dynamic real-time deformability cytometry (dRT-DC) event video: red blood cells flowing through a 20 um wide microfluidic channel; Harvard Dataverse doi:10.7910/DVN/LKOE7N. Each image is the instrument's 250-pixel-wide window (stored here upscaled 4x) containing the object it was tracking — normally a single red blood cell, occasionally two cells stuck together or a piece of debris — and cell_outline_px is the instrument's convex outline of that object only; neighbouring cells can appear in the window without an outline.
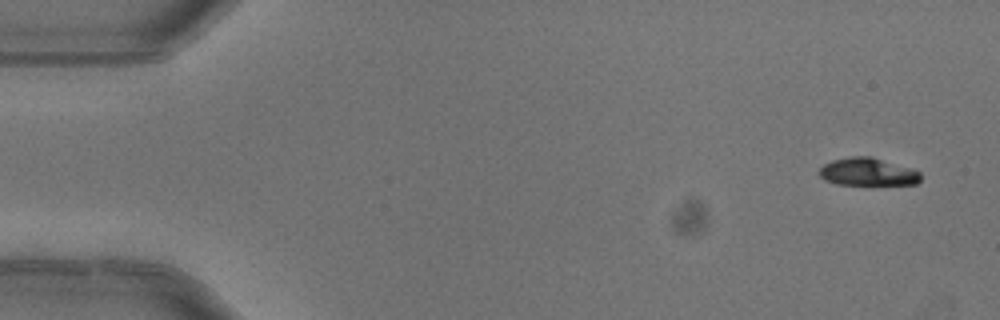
{"species": "common noctule bat (a hibernating species)", "species_latin": "Nyctalus noctula", "temperature_condition": "warm", "stored_images_in_passage": 4, "camera_frame_rate_fps": 3000, "um_per_image_px": 0.085, "animal": {"sex": "female"}, "frame": {"image": 1, "passage_image": 1, "time_ms": 0.0, "image_size_px": [1000, 320], "cell_outline_px": [[920, 180], [916, 184], [836, 184], [824, 180], [816, 172], [824, 164], [832, 160], [852, 156], [872, 156], [912, 168], [920, 172]], "centroid_in_image_um": [73.73, 14.6], "position_along_channel_um": 11.3, "area_um2": 16.47}}
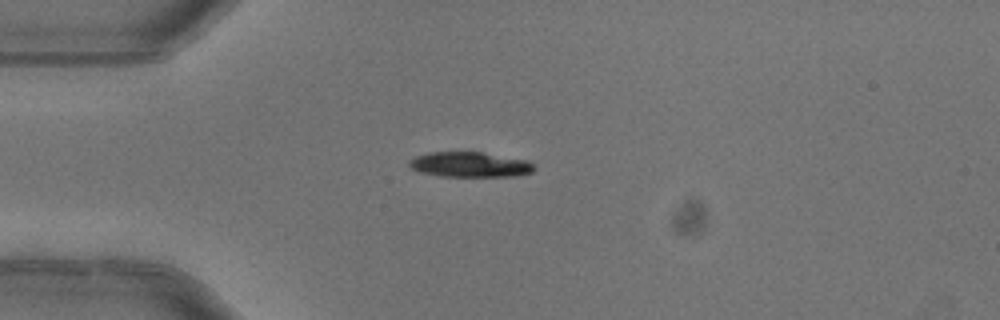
{"frame": {"image": 2, "passage_image": 4, "time_ms": 1.0, "image_size_px": [1000, 320], "cell_outline_px": [[536, 168], [532, 172], [516, 176], [440, 176], [420, 172], [412, 168], [408, 164], [408, 160], [416, 156], [428, 152], [480, 152], [528, 160]], "centroid_in_image_um": [39.93, 13.99], "position_along_channel_um": 45.1, "area_um2": 18.26}}